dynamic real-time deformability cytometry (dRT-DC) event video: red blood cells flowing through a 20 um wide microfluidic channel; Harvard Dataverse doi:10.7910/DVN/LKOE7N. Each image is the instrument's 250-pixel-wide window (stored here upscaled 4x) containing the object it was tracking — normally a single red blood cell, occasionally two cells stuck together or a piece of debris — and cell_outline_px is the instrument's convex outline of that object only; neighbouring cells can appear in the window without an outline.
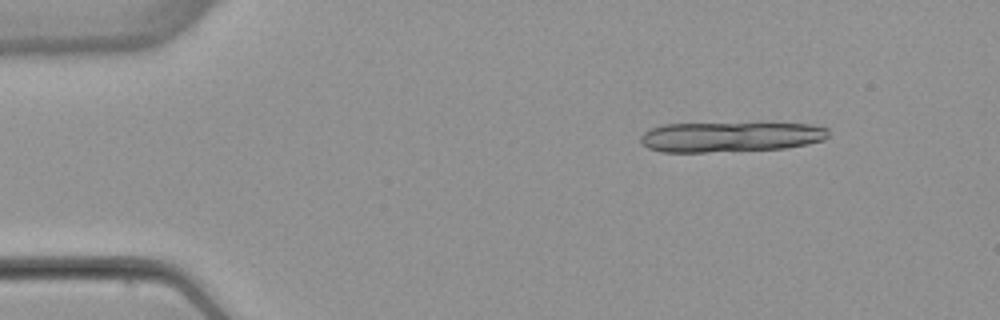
{"species": "common noctule bat (a hibernating species)", "species_latin": "Nyctalus noctula", "temperature_condition": "warm", "stored_images_in_passage": 5, "camera_frame_rate_fps": 3000, "um_per_image_px": 0.085, "animal": {"sex": "female", "body_mass_g": 22.7, "forearm_length_mm": 54.2}, "frame": {"image": 1, "passage_image": 2, "time_ms": 1.333, "image_size_px": [1000, 320], "cell_outline_px": [[828, 136], [824, 140], [808, 144], [784, 148], [704, 152], [660, 152], [648, 148], [640, 140], [640, 136], [648, 128], [664, 124], [768, 120], [812, 124], [828, 128]], "centroid_in_image_um": [62.15, 11.56], "position_along_channel_um": 22.9, "area_um2": 34.85}}
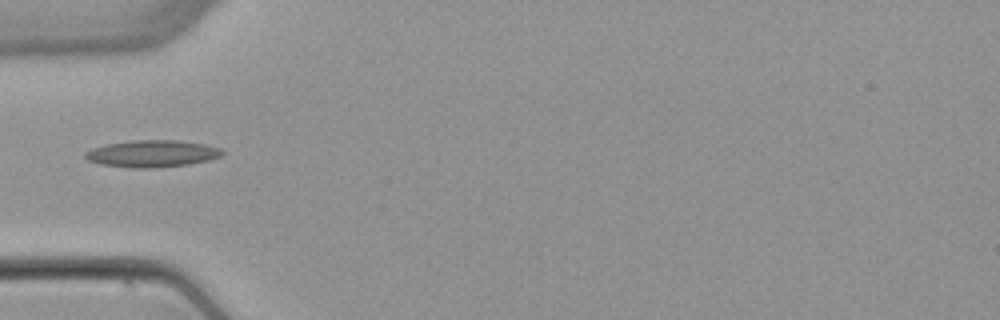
{"frame": {"image": 2, "passage_image": 5, "time_ms": 5.0, "image_size_px": [1000, 320], "cell_outline_px": [[224, 152], [220, 156], [208, 160], [188, 164], [152, 168], [132, 168], [100, 164], [88, 160], [84, 156], [84, 152], [92, 148], [104, 144], [132, 140], [176, 140], [204, 144], [220, 148]], "centroid_in_image_um": [12.88, 13.05], "position_along_channel_um": 72.1, "area_um2": 21.5}}